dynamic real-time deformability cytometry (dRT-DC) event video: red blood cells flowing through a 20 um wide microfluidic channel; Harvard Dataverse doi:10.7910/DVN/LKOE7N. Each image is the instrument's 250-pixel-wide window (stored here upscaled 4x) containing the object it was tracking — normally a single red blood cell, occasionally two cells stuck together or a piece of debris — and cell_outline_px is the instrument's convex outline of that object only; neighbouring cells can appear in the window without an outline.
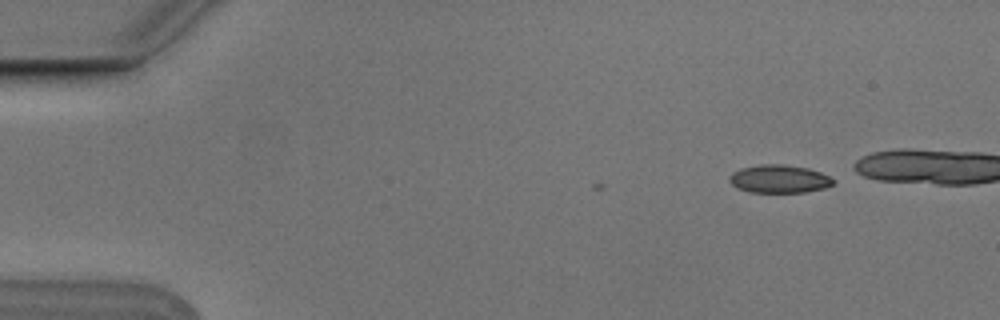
{"species": "Egyptian fruit bat (a non-hibernating species)", "species_latin": "Rousettus aegyptiacus", "temperature_condition": "cold", "stored_images_in_passage": 3, "camera_frame_rate_fps": 3000, "um_per_image_px": 0.085, "animal": {"sex": "male"}, "frame": {"image": 1, "passage_image": 1, "time_ms": 0.0, "image_size_px": [1000, 320], "cell_outline_px": [[832, 184], [824, 188], [804, 192], [748, 192], [736, 188], [728, 180], [728, 176], [732, 172], [740, 168], [760, 164], [780, 164], [808, 168], [820, 172], [828, 176], [832, 180]], "centroid_in_image_um": [66.15, 15.2], "position_along_channel_um": 18.9, "area_um2": 16.94}}